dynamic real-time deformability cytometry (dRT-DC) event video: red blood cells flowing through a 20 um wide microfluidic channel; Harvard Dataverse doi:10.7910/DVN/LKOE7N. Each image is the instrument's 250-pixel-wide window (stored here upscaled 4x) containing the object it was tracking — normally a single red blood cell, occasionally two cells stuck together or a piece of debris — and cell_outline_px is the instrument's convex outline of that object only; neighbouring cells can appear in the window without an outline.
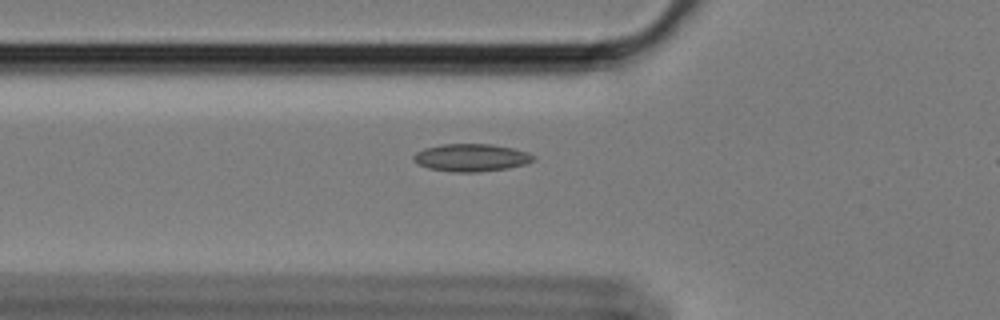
{"species": "Egyptian fruit bat (a non-hibernating species)", "species_latin": "Rousettus aegyptiacus", "temperature_condition": "cold", "stored_images_in_passage": 36, "camera_frame_rate_fps": 3000, "um_per_image_px": 0.085, "animal": {"sex": "female"}, "frame": {"image": 1, "passage_image": 6, "time_ms": 1.667, "image_size_px": [1000, 320], "cell_outline_px": [[536, 160], [524, 164], [508, 168], [480, 172], [452, 172], [428, 168], [416, 164], [412, 160], [412, 156], [416, 152], [424, 148], [440, 144], [492, 144], [512, 148], [528, 152], [536, 156]], "centroid_in_image_um": [40.03, 13.4], "position_along_channel_um": 85.8, "area_um2": 19.54}}
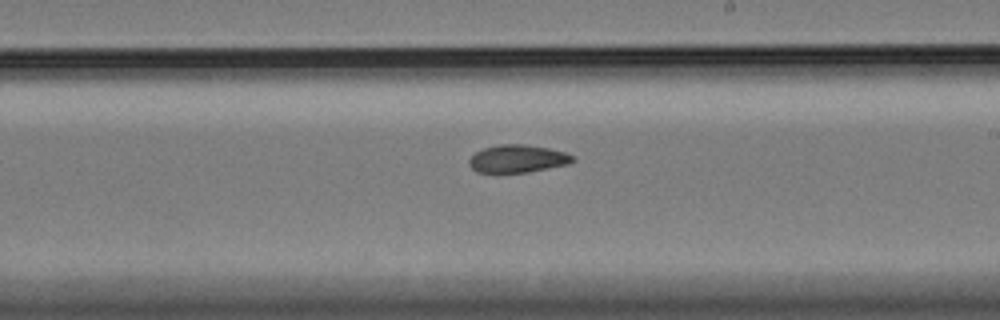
{"frame": {"image": 2, "passage_image": 20, "time_ms": 6.333, "image_size_px": [1000, 320], "cell_outline_px": [[576, 160], [568, 164], [528, 172], [496, 176], [476, 172], [468, 164], [468, 160], [476, 152], [484, 148], [500, 144], [524, 144], [548, 148], [564, 152], [576, 156]], "centroid_in_image_um": [43.95, 13.54], "position_along_channel_um": 245.1, "area_um2": 17.46}}
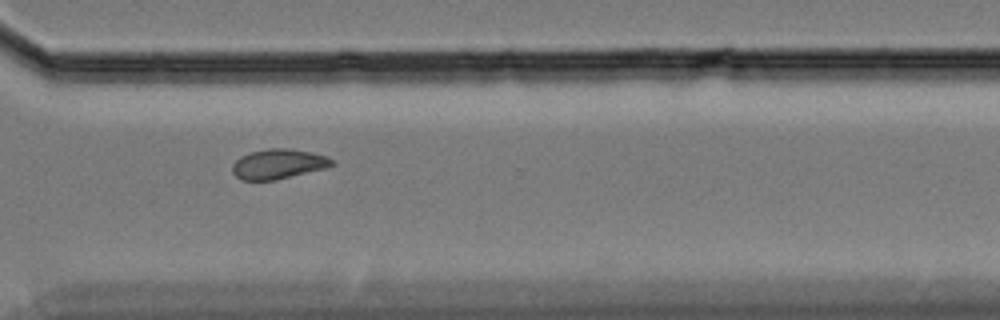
{"frame": {"image": 3, "passage_image": 29, "time_ms": 9.333, "image_size_px": [1000, 320], "cell_outline_px": [[336, 164], [328, 168], [276, 180], [240, 180], [232, 172], [232, 164], [240, 156], [248, 152], [268, 148], [292, 148], [312, 152], [328, 156]], "centroid_in_image_um": [23.68, 13.93], "position_along_channel_um": 346.9, "area_um2": 17.74}, "authors_computed_cell_mechanics": {"area_um2": 17.3689, "velocity_mm_per_s": 3.4028, "shape_relaxation_time_tau1_ms": null, "shape_relaxation_time_tau2_ms": 5.1934, "deformation_change_tau1": null, "deformation_change_tau2": 0.0887}}